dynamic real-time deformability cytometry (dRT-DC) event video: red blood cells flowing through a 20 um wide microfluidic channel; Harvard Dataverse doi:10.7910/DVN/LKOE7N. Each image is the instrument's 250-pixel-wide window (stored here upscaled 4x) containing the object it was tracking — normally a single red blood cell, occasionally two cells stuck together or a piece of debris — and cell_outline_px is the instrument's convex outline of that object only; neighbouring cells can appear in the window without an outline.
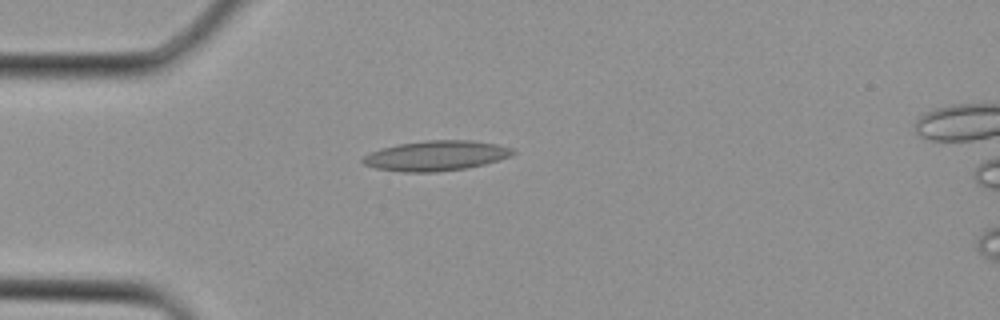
{"species": "Egyptian fruit bat (a non-hibernating species)", "species_latin": "Rousettus aegyptiacus", "temperature_condition": "cold", "stored_images_in_passage": 4, "camera_frame_rate_fps": 3000, "um_per_image_px": 0.085, "animal": {"sex": "female"}, "frame": {"image": 1, "passage_image": 3, "time_ms": 0.667, "image_size_px": [1000, 320], "cell_outline_px": [[516, 152], [512, 156], [500, 160], [484, 164], [464, 168], [436, 172], [404, 172], [376, 168], [364, 164], [360, 160], [364, 156], [372, 152], [384, 148], [400, 144], [424, 140], [472, 140], [496, 144], [512, 148]], "centroid_in_image_um": [37.1, 13.23], "position_along_channel_um": 47.9, "area_um2": 26.13}}